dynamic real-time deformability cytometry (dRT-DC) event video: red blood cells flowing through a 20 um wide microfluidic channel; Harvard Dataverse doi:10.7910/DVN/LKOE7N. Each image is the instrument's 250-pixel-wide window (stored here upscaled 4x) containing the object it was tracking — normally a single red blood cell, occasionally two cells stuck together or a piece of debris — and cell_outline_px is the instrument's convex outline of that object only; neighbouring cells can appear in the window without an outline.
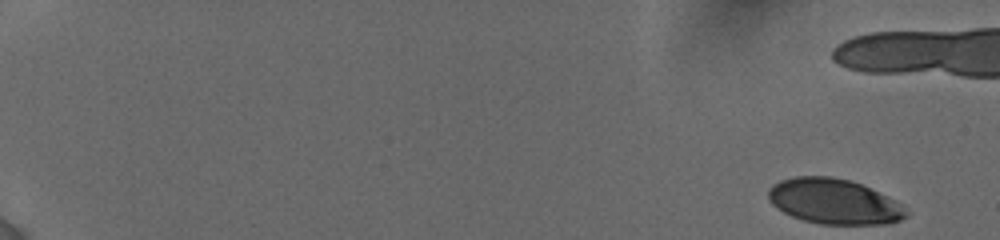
{"species": "human", "species_latin": "Homo sapiens", "temperature_condition": "cold", "stored_images_in_passage": 52, "camera_frame_rate_fps": 3000, "um_per_image_px": 0.085, "donor": {"sex": "female"}, "frame": {"image": 1, "passage_image": 1, "time_ms": 0.0, "image_size_px": [1000, 240], "cell_outline_px": [[908, 216], [900, 220], [888, 224], [820, 224], [804, 220], [792, 216], [784, 212], [772, 204], [768, 200], [768, 188], [772, 184], [780, 180], [796, 176], [832, 176], [852, 180], [888, 196], [904, 204], [908, 212]], "centroid_in_image_um": [70.92, 17.12], "position_along_channel_um": 14.1, "area_um2": 36.7}}
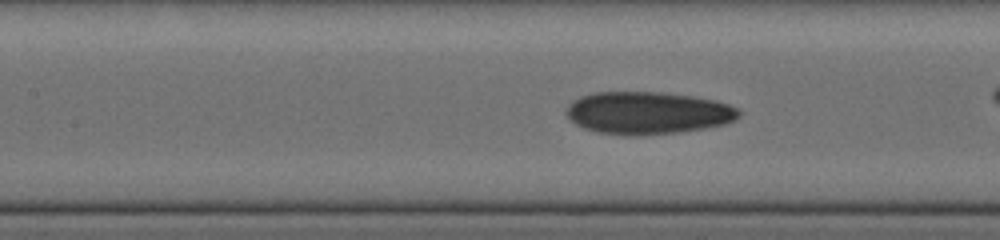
{"frame": {"image": 2, "passage_image": 28, "time_ms": 8.667, "image_size_px": [1000, 240], "cell_outline_px": [[740, 116], [736, 120], [724, 124], [704, 128], [676, 132], [640, 136], [624, 136], [596, 132], [584, 128], [576, 124], [568, 116], [568, 104], [572, 100], [580, 96], [592, 92], [664, 92], [692, 96], [716, 100], [728, 104], [736, 108], [740, 112]], "centroid_in_image_um": [55.05, 9.6], "position_along_channel_um": 152.3, "area_um2": 42.89}}
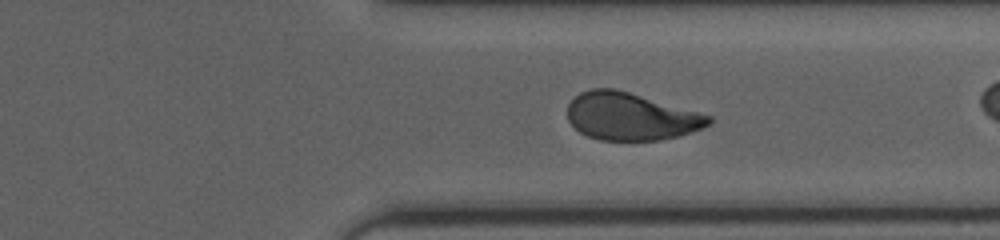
{"frame": {"image": 3, "passage_image": 49, "time_ms": 14.0, "image_size_px": [1000, 240], "cell_outline_px": [[712, 120], [704, 128], [680, 136], [660, 140], [600, 140], [588, 136], [580, 132], [568, 120], [568, 104], [580, 92], [592, 88], [616, 88], [712, 116]], "centroid_in_image_um": [53.62, 9.9], "position_along_channel_um": 357.8, "area_um2": 39.02}}